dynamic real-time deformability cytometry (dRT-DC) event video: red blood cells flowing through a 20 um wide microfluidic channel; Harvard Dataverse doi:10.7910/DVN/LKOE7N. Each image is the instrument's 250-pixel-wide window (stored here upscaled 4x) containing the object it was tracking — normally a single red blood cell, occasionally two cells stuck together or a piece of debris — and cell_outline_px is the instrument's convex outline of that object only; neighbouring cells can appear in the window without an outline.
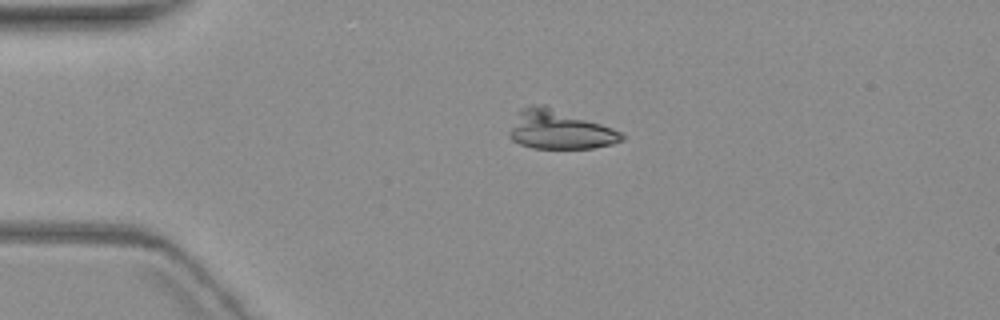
{"species": "common noctule bat (a hibernating species)", "species_latin": "Nyctalus noctula", "temperature_condition": "warm", "stored_images_in_passage": 3, "camera_frame_rate_fps": 3000, "um_per_image_px": 0.085, "animal": {"sex": "female", "body_mass_g": 19.3, "forearm_length_mm": 54.1}, "frame": {"image": 1, "passage_image": 1, "time_ms": 0.0, "image_size_px": [1000, 320], "cell_outline_px": [[624, 140], [612, 144], [592, 148], [532, 148], [520, 144], [512, 140], [508, 136], [508, 132], [516, 112], [520, 108], [532, 104], [548, 104], [612, 128], [620, 132], [624, 136]], "centroid_in_image_um": [47.5, 10.99], "position_along_channel_um": 37.5, "area_um2": 25.95}}
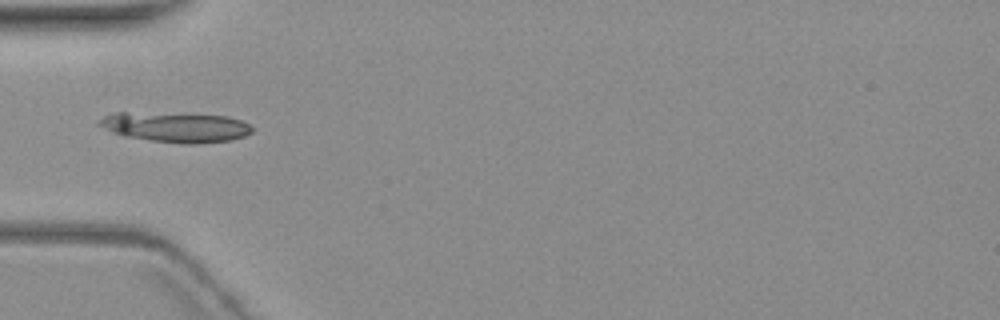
{"frame": {"image": 2, "passage_image": 2, "time_ms": 2.0, "image_size_px": [1000, 320], "cell_outline_px": [[252, 132], [244, 136], [232, 140], [196, 144], [180, 144], [124, 136], [112, 132], [96, 124], [104, 116], [116, 112], [128, 112], [224, 116], [240, 120], [248, 124], [252, 128]], "centroid_in_image_um": [14.91, 10.82], "position_along_channel_um": 70.1, "area_um2": 26.41}}
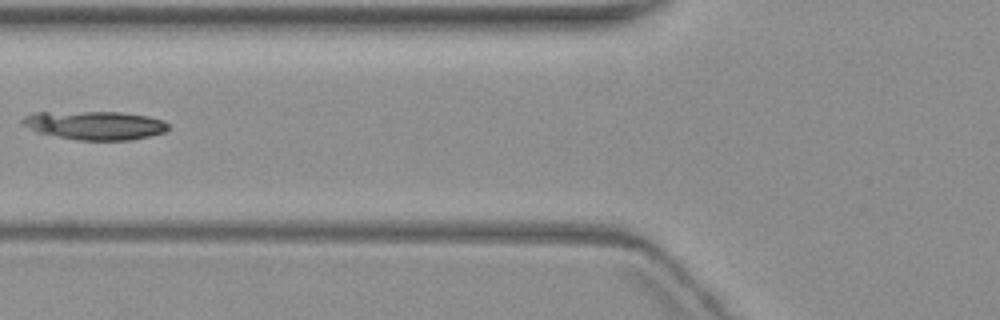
{"frame": {"image": 3, "passage_image": 3, "time_ms": 3.333, "image_size_px": [1000, 320], "cell_outline_px": [[168, 128], [164, 132], [148, 136], [128, 140], [76, 140], [36, 132], [20, 124], [20, 120], [24, 116], [32, 112], [120, 112], [148, 116], [160, 120], [168, 124]], "centroid_in_image_um": [7.98, 10.65], "position_along_channel_um": 117.8, "area_um2": 24.33}}